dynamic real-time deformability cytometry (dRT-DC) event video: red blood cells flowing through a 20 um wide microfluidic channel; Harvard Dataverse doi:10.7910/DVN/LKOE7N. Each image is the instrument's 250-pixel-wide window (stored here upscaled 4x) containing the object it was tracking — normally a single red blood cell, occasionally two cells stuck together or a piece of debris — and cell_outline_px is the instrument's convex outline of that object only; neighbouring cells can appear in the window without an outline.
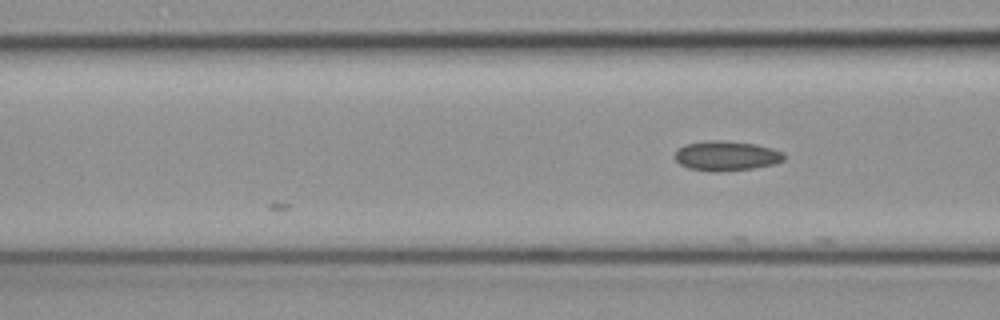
{"species": "common noctule bat (a hibernating species)", "species_latin": "Nyctalus noctula", "temperature_condition": "cold", "stored_images_in_passage": 6, "camera_frame_rate_fps": 3000, "um_per_image_px": 0.085, "animal": {"sex": "female", "body_mass_g": 19.3, "forearm_length_mm": 54.1}, "frame": {"image": 1, "passage_image": 6, "time_ms": 1.667, "image_size_px": [1000, 320], "cell_outline_px": [[784, 160], [776, 164], [756, 168], [716, 172], [712, 172], [688, 168], [680, 164], [672, 156], [684, 144], [712, 140], [724, 140], [756, 144], [772, 148], [784, 152]], "centroid_in_image_um": [61.75, 13.25], "position_along_channel_um": 104.8, "area_um2": 19.19}}